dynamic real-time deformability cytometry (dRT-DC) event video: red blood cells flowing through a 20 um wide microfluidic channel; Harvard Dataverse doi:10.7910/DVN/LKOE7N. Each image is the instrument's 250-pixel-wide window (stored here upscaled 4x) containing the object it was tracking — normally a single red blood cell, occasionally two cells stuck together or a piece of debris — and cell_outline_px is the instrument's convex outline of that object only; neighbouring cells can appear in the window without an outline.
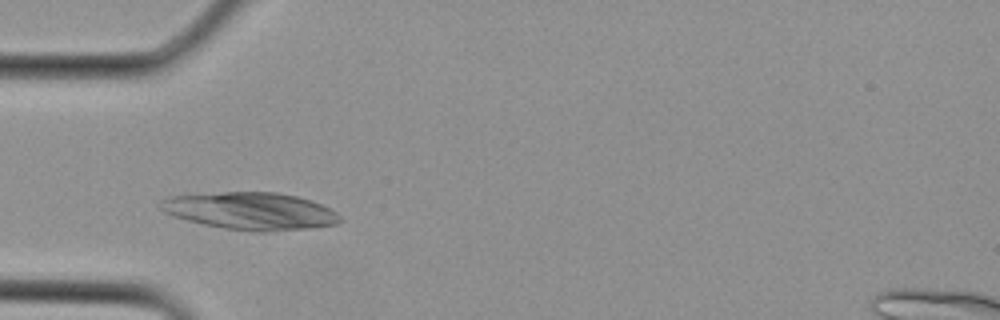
{"species": "Egyptian fruit bat (a non-hibernating species)", "species_latin": "Rousettus aegyptiacus", "temperature_condition": "cold", "stored_images_in_passage": 23, "camera_frame_rate_fps": 3000, "um_per_image_px": 0.085, "animal": {"sex": "female"}, "frame": {"image": 1, "passage_image": 2, "time_ms": 0.333, "image_size_px": [1000, 320], "cell_outline_px": [[340, 220], [336, 224], [308, 228], [268, 232], [260, 232], [224, 228], [204, 224], [188, 220], [164, 212], [160, 208], [160, 200], [168, 196], [224, 192], [276, 192], [296, 196], [320, 204], [336, 212], [340, 216]], "centroid_in_image_um": [21.27, 17.93], "position_along_channel_um": 63.7, "area_um2": 38.67}}
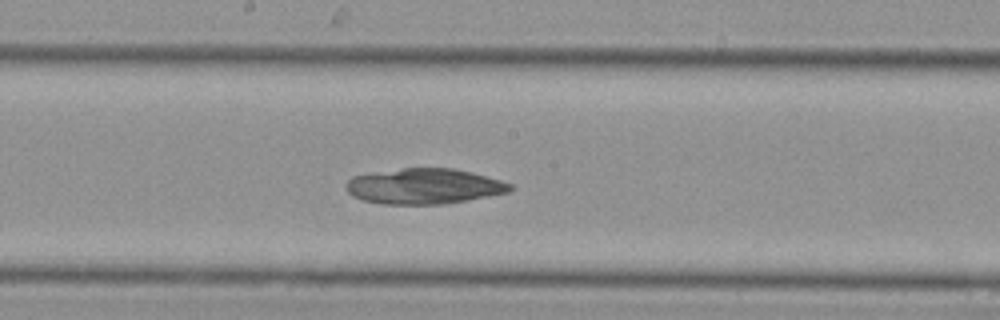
{"frame": {"image": 2, "passage_image": 9, "time_ms": 2.667, "image_size_px": [1000, 320], "cell_outline_px": [[512, 188], [508, 192], [468, 200], [444, 204], [380, 204], [364, 200], [352, 196], [348, 192], [344, 184], [352, 176], [372, 172], [404, 168], [452, 168], [472, 172], [500, 180], [512, 184]], "centroid_in_image_um": [36.01, 15.83], "position_along_channel_um": 212.2, "area_um2": 33.99}}
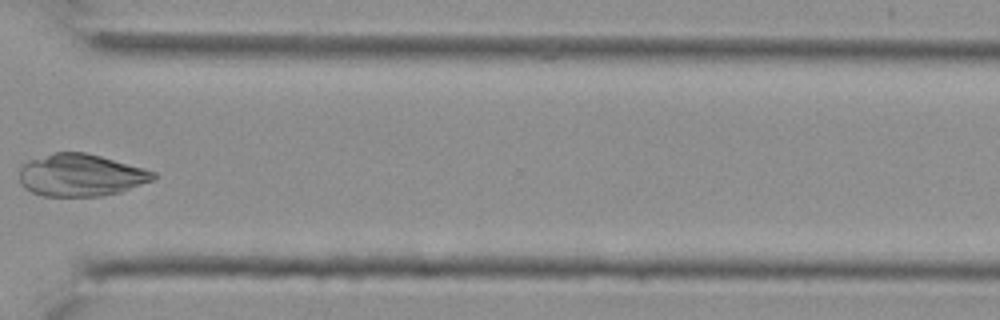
{"frame": {"image": 3, "passage_image": 16, "time_ms": 5.0, "image_size_px": [1000, 320], "cell_outline_px": [[156, 176], [152, 180], [120, 192], [100, 196], [44, 196], [32, 192], [24, 188], [20, 184], [20, 164], [28, 160], [52, 152], [84, 152], [100, 156], [144, 168], [156, 172]], "centroid_in_image_um": [6.82, 14.88], "position_along_channel_um": 363.8, "area_um2": 33.06}}